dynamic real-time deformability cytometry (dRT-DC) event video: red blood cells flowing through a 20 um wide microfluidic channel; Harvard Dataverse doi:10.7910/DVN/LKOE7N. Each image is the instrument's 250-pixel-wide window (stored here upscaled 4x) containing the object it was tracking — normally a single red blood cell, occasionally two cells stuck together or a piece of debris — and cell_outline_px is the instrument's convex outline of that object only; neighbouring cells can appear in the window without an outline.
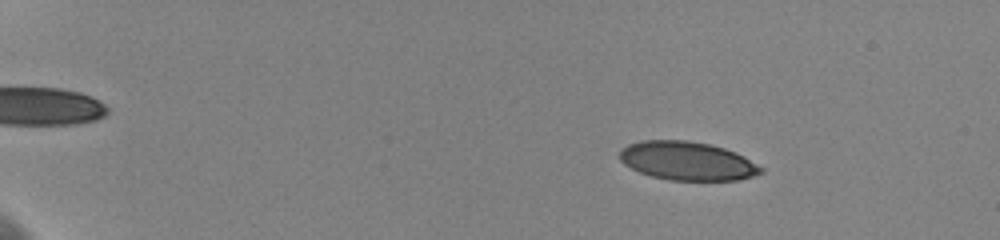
{"species": "human", "species_latin": "Homo sapiens", "temperature_condition": "cold", "stored_images_in_passage": 59, "camera_frame_rate_fps": 3000, "um_per_image_px": 0.085, "donor": {"sex": "female"}, "frame": {"image": 1, "passage_image": 10, "time_ms": 3.0, "image_size_px": [1000, 240], "cell_outline_px": [[764, 172], [752, 176], [736, 180], [668, 180], [652, 176], [640, 172], [624, 164], [620, 160], [620, 148], [628, 144], [640, 140], [688, 140], [712, 144], [736, 152], [744, 156], [764, 168]], "centroid_in_image_um": [58.42, 13.67], "position_along_channel_um": 26.6, "area_um2": 31.96}}
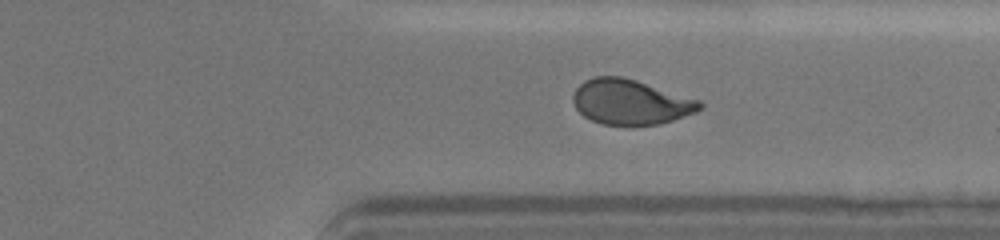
{"frame": {"image": 2, "passage_image": 48, "time_ms": 15.667, "image_size_px": [1000, 240], "cell_outline_px": [[704, 108], [696, 112], [660, 124], [604, 124], [592, 120], [584, 116], [576, 108], [572, 100], [572, 96], [576, 88], [584, 80], [592, 76], [620, 76], [636, 80], [700, 100], [704, 104]], "centroid_in_image_um": [53.6, 8.65], "position_along_channel_um": 357.8, "area_um2": 33.12}}
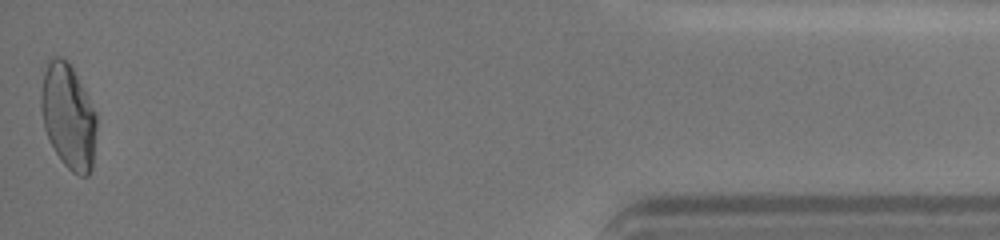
{"frame": {"image": 3, "passage_image": 59, "time_ms": 19.333, "image_size_px": [1000, 240], "cell_outline_px": [[96, 128], [92, 168], [88, 176], [80, 176], [72, 172], [64, 164], [56, 152], [44, 128], [40, 108], [40, 68], [52, 56], [60, 56], [68, 60], [96, 112]], "centroid_in_image_um": [5.75, 9.81], "position_along_channel_um": 429.4, "area_um2": 34.51}, "authors_computed_cell_mechanics": {"area_um2": 33.4084, "velocity_mm_per_s": 3.5904, "shape_relaxation_time_tau1_ms": 4.5926, "shape_relaxation_time_tau2_ms": 1.4765, "deformation_change_tau1": 0.1498, "deformation_change_tau2": 0.0579}}